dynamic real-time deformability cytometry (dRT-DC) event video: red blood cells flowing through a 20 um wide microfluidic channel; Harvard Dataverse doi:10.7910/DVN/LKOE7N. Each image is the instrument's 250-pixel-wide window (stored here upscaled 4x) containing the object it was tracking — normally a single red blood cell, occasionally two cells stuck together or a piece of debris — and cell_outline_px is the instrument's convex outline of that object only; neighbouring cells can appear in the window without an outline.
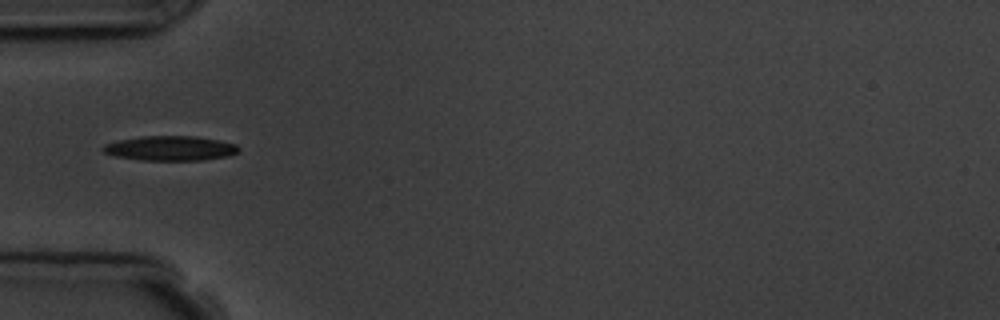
{"species": "common noctule bat (a hibernating species)", "species_latin": "Nyctalus noctula", "temperature_condition": "room temperature", "stored_images_in_passage": 6, "camera_frame_rate_fps": 3000, "um_per_image_px": 0.085, "animal": {"sex": "male", "body_mass_g": 19.5, "forearm_length_mm": 54.6}, "frame": {"image": 1, "passage_image": 6, "time_ms": 5.667, "image_size_px": [1000, 320], "cell_outline_px": [[240, 152], [228, 156], [204, 160], [140, 160], [112, 156], [104, 152], [100, 148], [104, 144], [120, 140], [140, 136], [196, 136], [220, 140], [236, 144], [240, 148]], "centroid_in_image_um": [14.48, 12.6], "position_along_channel_um": 70.5, "area_um2": 19.77}}